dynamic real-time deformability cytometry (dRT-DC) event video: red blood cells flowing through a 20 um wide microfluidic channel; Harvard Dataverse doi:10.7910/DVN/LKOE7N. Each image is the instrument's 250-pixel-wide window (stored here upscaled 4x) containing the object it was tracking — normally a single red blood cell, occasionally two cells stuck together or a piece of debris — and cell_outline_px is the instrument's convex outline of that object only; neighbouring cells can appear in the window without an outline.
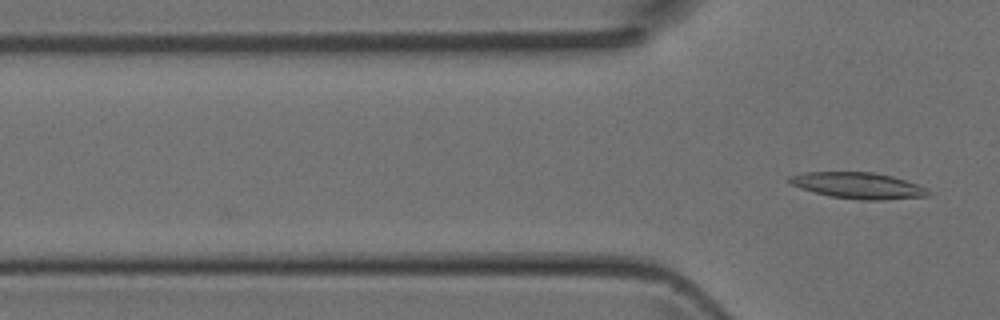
{"species": "Egyptian fruit bat (a non-hibernating species)", "species_latin": "Rousettus aegyptiacus", "temperature_condition": "room temperature", "stored_images_in_passage": 3, "camera_frame_rate_fps": 3000, "um_per_image_px": 0.085, "animal": {"sex": "female"}, "frame": {"image": 1, "passage_image": 3, "time_ms": 0.667, "image_size_px": [1000, 320], "cell_outline_px": [[932, 192], [928, 196], [880, 200], [860, 200], [828, 196], [800, 188], [792, 184], [788, 180], [788, 176], [804, 172], [872, 172], [892, 176], [928, 188]], "centroid_in_image_um": [72.94, 15.77], "position_along_channel_um": 52.9, "area_um2": 21.21}}